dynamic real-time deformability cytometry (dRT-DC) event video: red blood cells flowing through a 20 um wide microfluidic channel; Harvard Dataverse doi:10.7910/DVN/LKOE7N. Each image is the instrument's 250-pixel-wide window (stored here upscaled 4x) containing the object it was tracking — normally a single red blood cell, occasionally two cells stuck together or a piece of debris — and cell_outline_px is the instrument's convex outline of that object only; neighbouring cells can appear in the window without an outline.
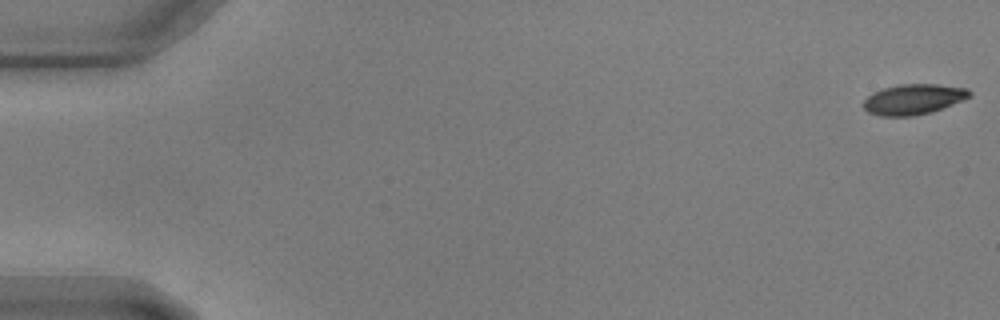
{"species": "common noctule bat (a hibernating species)", "species_latin": "Nyctalus noctula", "temperature_condition": "warm", "stored_images_in_passage": 58, "camera_frame_rate_fps": 3000, "um_per_image_px": 0.085, "animal": {"sex": "male", "body_mass_g": 17.9, "forearm_length_mm": 54.2}, "frame": {"image": 1, "passage_image": 1, "time_ms": 0.0, "image_size_px": [1000, 320], "cell_outline_px": [[972, 96], [964, 100], [932, 112], [912, 116], [880, 116], [868, 112], [864, 108], [864, 100], [872, 92], [884, 88], [900, 84], [936, 84], [968, 88], [972, 92]], "centroid_in_image_um": [77.68, 8.44], "position_along_channel_um": 7.3, "area_um2": 18.9}}
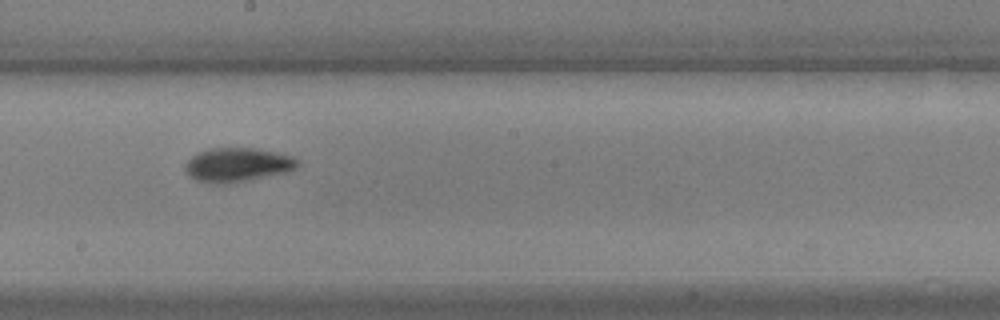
{"frame": {"image": 2, "passage_image": 33, "time_ms": 10.667, "image_size_px": [1000, 320], "cell_outline_px": [[300, 164], [296, 168], [288, 172], [224, 184], [216, 184], [196, 180], [188, 176], [184, 168], [184, 164], [196, 152], [212, 148], [256, 148], [276, 152], [292, 156], [300, 160]], "centroid_in_image_um": [20.18, 14.0], "position_along_channel_um": 228.0, "area_um2": 22.43}}
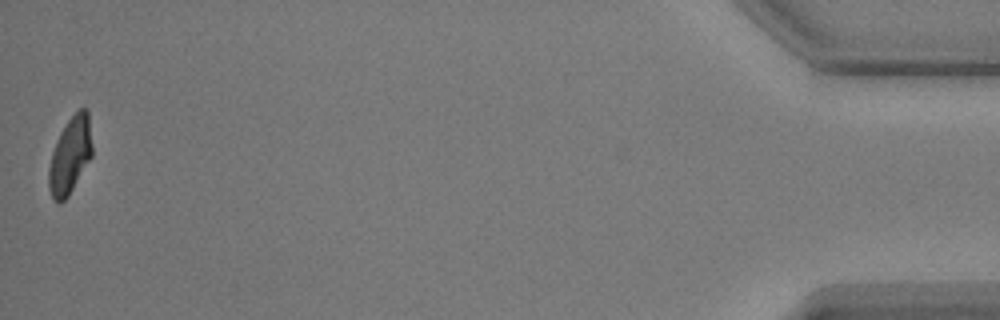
{"frame": {"image": 3, "passage_image": 58, "time_ms": 19.0, "image_size_px": [1000, 320], "cell_outline_px": [[92, 156], [68, 196], [60, 204], [56, 204], [52, 200], [48, 188], [48, 168], [52, 152], [60, 132], [68, 120], [80, 108], [88, 108], [92, 144]], "centroid_in_image_um": [5.95, 13.24], "position_along_channel_um": 429.3, "area_um2": 19.54}}